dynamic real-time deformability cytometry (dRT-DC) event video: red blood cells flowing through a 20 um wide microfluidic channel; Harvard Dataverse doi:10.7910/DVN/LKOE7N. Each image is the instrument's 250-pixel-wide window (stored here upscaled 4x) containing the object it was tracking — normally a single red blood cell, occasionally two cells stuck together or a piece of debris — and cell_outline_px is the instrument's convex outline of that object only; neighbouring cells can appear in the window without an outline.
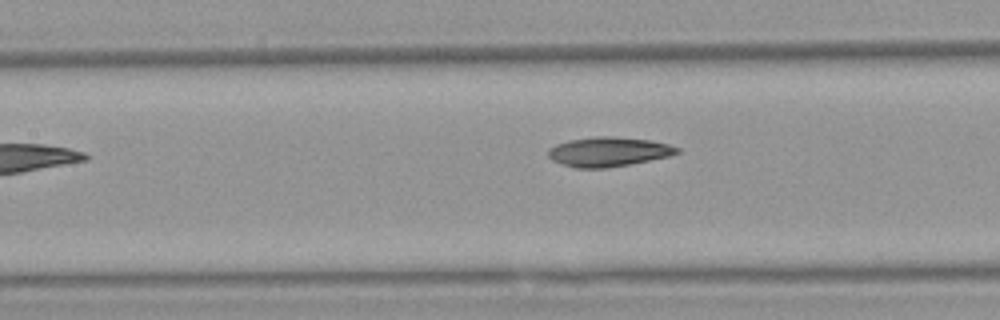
{"species": "Egyptian fruit bat (a non-hibernating species)", "species_latin": "Rousettus aegyptiacus", "temperature_condition": "warm", "stored_images_in_passage": 5, "camera_frame_rate_fps": 3000, "um_per_image_px": 0.085, "animal": {"sex": "female"}, "frame": {"image": 1, "passage_image": 4, "time_ms": 3.667, "image_size_px": [1000, 320], "cell_outline_px": [[680, 152], [668, 156], [608, 168], [576, 168], [552, 160], [548, 156], [548, 148], [556, 144], [568, 140], [596, 136], [612, 136], [648, 140], [668, 144], [680, 148]], "centroid_in_image_um": [51.69, 12.89], "position_along_channel_um": 155.7, "area_um2": 21.96}}
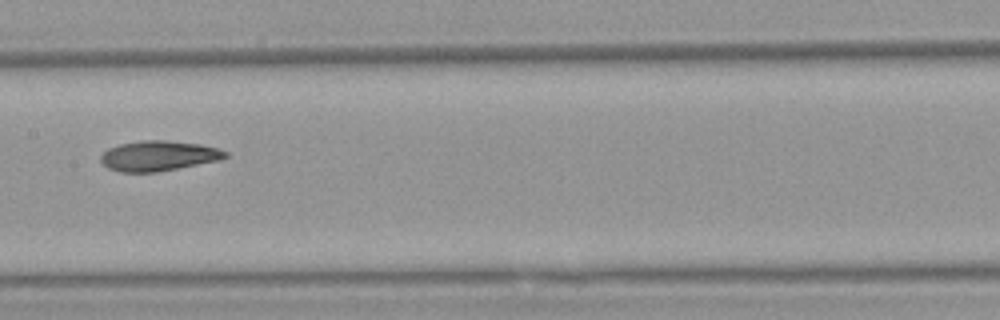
{"frame": {"image": 2, "passage_image": 5, "time_ms": 4.667, "image_size_px": [1000, 320], "cell_outline_px": [[228, 156], [220, 160], [156, 172], [120, 172], [108, 168], [100, 160], [100, 156], [108, 148], [120, 144], [144, 140], [164, 140], [200, 144], [216, 148], [228, 152]], "centroid_in_image_um": [13.47, 13.24], "position_along_channel_um": 193.9, "area_um2": 21.73}}